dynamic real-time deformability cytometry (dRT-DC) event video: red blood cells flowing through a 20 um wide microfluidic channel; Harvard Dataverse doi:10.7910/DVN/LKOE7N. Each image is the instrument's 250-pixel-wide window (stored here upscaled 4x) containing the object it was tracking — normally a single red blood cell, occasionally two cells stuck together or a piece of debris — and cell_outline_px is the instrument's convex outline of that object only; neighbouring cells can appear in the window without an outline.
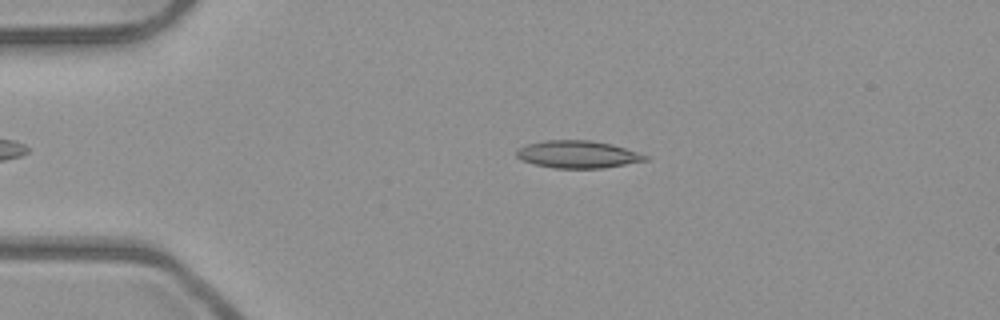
{"species": "common noctule bat (a hibernating species)", "species_latin": "Nyctalus noctula", "temperature_condition": "room temperature", "stored_images_in_passage": 4, "camera_frame_rate_fps": 3000, "um_per_image_px": 0.085, "animal": {"sex": "male", "body_mass_g": 23.1, "forearm_length_mm": 52.7}, "frame": {"image": 1, "passage_image": 3, "time_ms": 0.667, "image_size_px": [1000, 320], "cell_outline_px": [[648, 160], [604, 168], [552, 168], [536, 164], [524, 160], [516, 156], [516, 148], [528, 144], [544, 140], [588, 140], [612, 144], [648, 156]], "centroid_in_image_um": [49.09, 13.12], "position_along_channel_um": 35.9, "area_um2": 20.4}}